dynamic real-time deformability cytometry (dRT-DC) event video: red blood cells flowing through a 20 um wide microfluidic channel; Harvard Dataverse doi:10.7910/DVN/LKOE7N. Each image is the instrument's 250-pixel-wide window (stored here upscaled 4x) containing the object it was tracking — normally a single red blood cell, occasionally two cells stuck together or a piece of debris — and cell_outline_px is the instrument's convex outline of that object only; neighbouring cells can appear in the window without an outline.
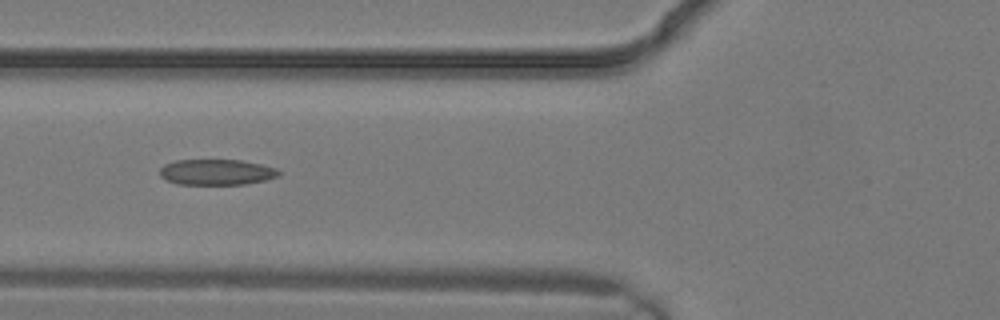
{"species": "common noctule bat (a hibernating species)", "species_latin": "Nyctalus noctula", "temperature_condition": "warm", "stored_images_in_passage": 3, "camera_frame_rate_fps": 3000, "um_per_image_px": 0.085, "animal": {"sex": "male", "body_mass_g": 19.2, "forearm_length_mm": 51.8}, "frame": {"image": 1, "passage_image": 3, "time_ms": 0.667, "image_size_px": [1000, 320], "cell_outline_px": [[280, 176], [264, 180], [244, 184], [176, 184], [160, 176], [160, 168], [164, 164], [176, 160], [240, 160], [260, 164], [276, 168], [280, 172]], "centroid_in_image_um": [18.4, 14.63], "position_along_channel_um": 107.4, "area_um2": 17.74}}